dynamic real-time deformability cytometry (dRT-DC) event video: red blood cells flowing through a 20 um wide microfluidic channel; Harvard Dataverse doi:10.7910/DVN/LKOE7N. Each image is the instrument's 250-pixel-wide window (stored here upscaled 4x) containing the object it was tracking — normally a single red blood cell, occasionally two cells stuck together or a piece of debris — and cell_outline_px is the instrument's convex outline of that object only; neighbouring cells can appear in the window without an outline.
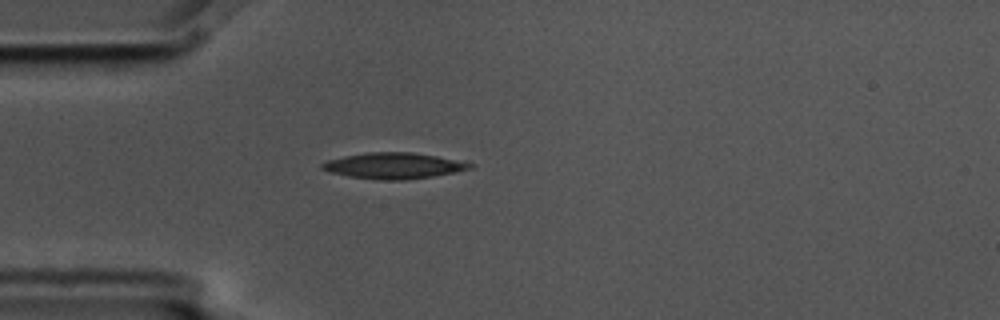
{"species": "common noctule bat (a hibernating species)", "species_latin": "Nyctalus noctula", "temperature_condition": "cold", "stored_images_in_passage": 4, "camera_frame_rate_fps": 3000, "um_per_image_px": 0.085, "animal": {"sex": "male", "body_mass_g": 17.5, "forearm_length_mm": 52.3}, "frame": {"image": 1, "passage_image": 4, "time_ms": 1.0, "image_size_px": [1000, 320], "cell_outline_px": [[476, 164], [472, 168], [432, 176], [404, 180], [376, 180], [348, 176], [328, 172], [320, 168], [320, 164], [328, 160], [344, 156], [368, 152], [412, 152], [436, 156]], "centroid_in_image_um": [33.41, 14.09], "position_along_channel_um": 51.6, "area_um2": 22.31}}